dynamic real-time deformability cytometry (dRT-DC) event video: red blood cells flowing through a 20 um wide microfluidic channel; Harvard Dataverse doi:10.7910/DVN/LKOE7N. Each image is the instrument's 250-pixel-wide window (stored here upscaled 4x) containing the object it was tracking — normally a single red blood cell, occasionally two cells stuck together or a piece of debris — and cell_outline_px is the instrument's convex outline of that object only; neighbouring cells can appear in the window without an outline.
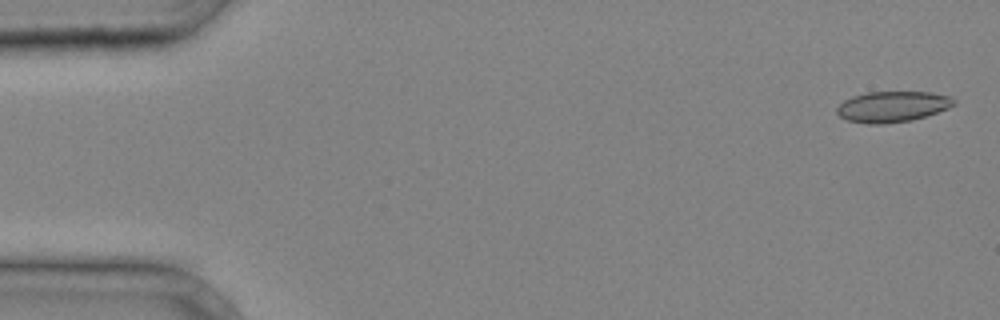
{"species": "common noctule bat (a hibernating species)", "species_latin": "Nyctalus noctula", "temperature_condition": "cold", "stored_images_in_passage": 36, "camera_frame_rate_fps": 3000, "um_per_image_px": 0.085, "animal": {"sex": "male", "body_mass_g": 20.4}, "frame": {"image": 1, "passage_image": 1, "time_ms": 0.0, "image_size_px": [1000, 320], "cell_outline_px": [[956, 104], [948, 108], [912, 120], [884, 124], [868, 124], [848, 120], [840, 116], [836, 112], [836, 108], [844, 100], [852, 96], [868, 92], [932, 92], [952, 96], [956, 100]], "centroid_in_image_um": [75.87, 9.05], "position_along_channel_um": 9.1, "area_um2": 21.04}}
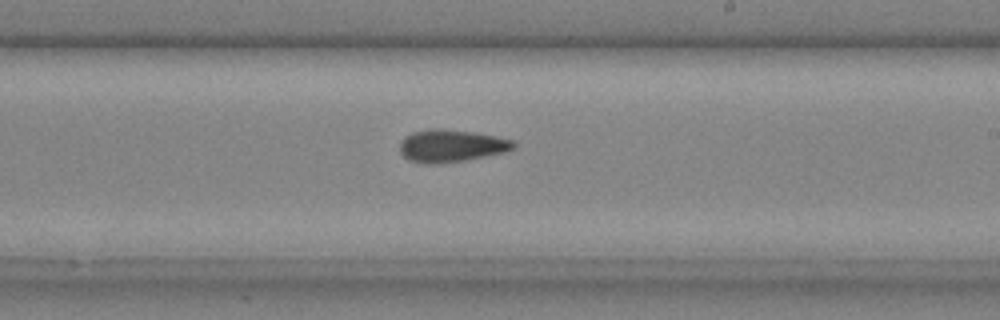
{"frame": {"image": 2, "passage_image": 23, "time_ms": 7.333, "image_size_px": [1000, 320], "cell_outline_px": [[516, 148], [504, 152], [464, 160], [440, 164], [424, 164], [408, 160], [400, 152], [400, 140], [404, 136], [412, 132], [432, 128], [440, 128], [476, 132], [496, 136], [512, 140], [516, 144]], "centroid_in_image_um": [38.32, 12.39], "position_along_channel_um": 250.7, "area_um2": 21.73}}
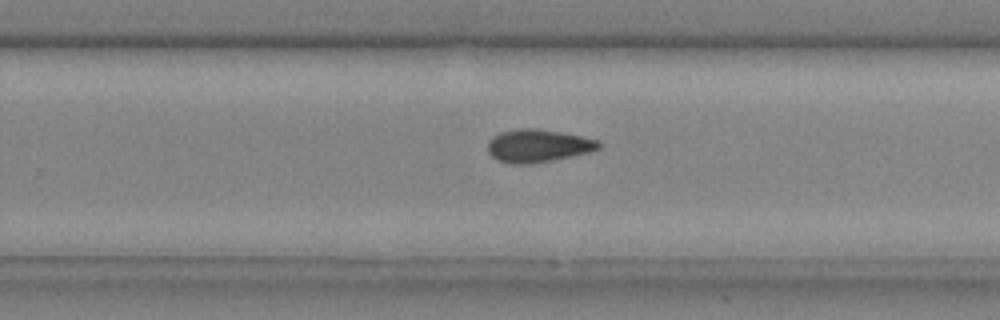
{"frame": {"image": 3, "passage_image": 25, "time_ms": 8.0, "image_size_px": [1000, 320], "cell_outline_px": [[600, 148], [588, 152], [552, 160], [528, 164], [508, 164], [496, 160], [488, 152], [488, 140], [492, 136], [500, 132], [520, 128], [536, 128], [560, 132], [600, 140]], "centroid_in_image_um": [45.68, 12.39], "position_along_channel_um": 284.1, "area_um2": 21.27}}